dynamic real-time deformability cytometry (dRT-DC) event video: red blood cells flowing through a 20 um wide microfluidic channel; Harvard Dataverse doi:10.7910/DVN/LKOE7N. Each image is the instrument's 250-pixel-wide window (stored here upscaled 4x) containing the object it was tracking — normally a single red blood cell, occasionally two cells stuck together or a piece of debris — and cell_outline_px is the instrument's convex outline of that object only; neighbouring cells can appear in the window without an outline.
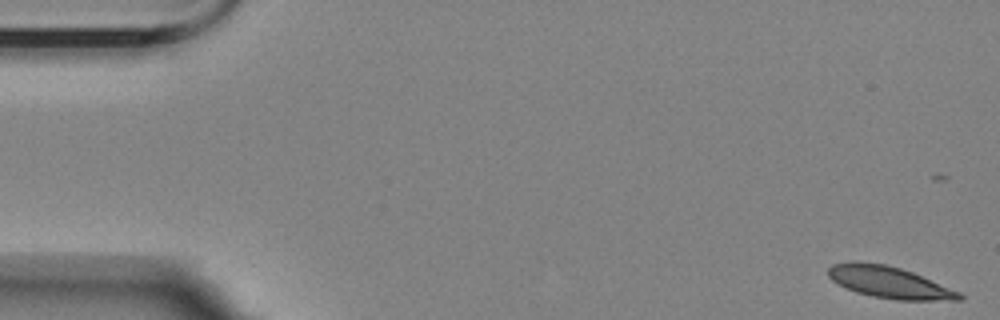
{"species": "Egyptian fruit bat (a non-hibernating species)", "species_latin": "Rousettus aegyptiacus", "temperature_condition": "room temperature", "stored_images_in_passage": 11, "camera_frame_rate_fps": 3000, "um_per_image_px": 0.085, "animal": {"sex": "female"}, "frame": {"image": 1, "passage_image": 1, "time_ms": 0.0, "image_size_px": [1000, 320], "cell_outline_px": [[964, 300], [896, 300], [872, 296], [856, 292], [844, 288], [832, 280], [828, 276], [828, 268], [832, 264], [852, 260], [856, 260], [884, 264], [900, 268], [912, 272], [960, 292], [964, 296]], "centroid_in_image_um": [75.54, 23.99], "position_along_channel_um": 9.5, "area_um2": 24.33}}
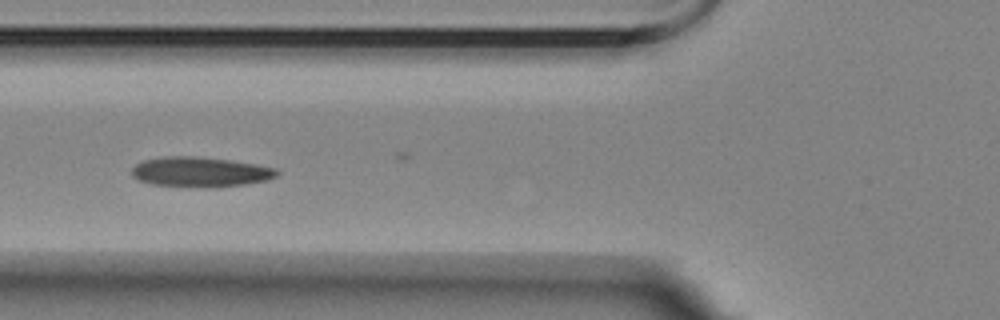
{"frame": {"image": 2, "passage_image": 6, "time_ms": 6.667, "image_size_px": [1000, 320], "cell_outline_px": [[280, 172], [276, 176], [268, 180], [244, 184], [216, 188], [152, 184], [140, 180], [132, 176], [132, 168], [136, 164], [144, 160], [164, 156], [192, 156], [228, 160], [256, 164], [276, 168]], "centroid_in_image_um": [17.05, 14.62], "position_along_channel_um": 108.8, "area_um2": 25.26}}
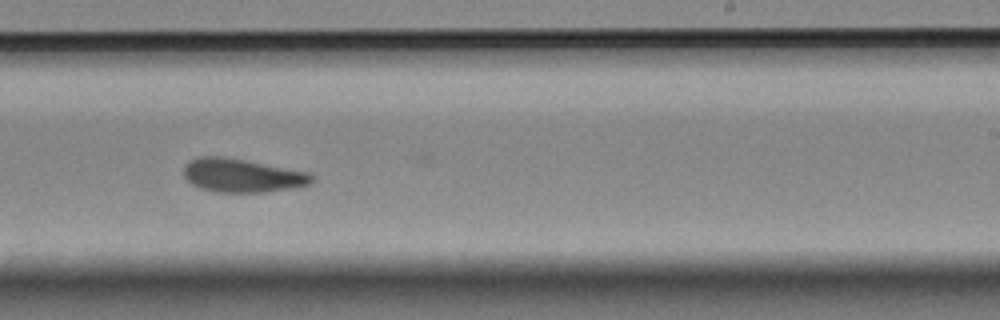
{"frame": {"image": 3, "passage_image": 10, "time_ms": 11.333, "image_size_px": [1000, 320], "cell_outline_px": [[312, 184], [292, 188], [264, 192], [216, 192], [200, 188], [192, 184], [184, 176], [184, 164], [188, 160], [196, 156], [224, 156], [308, 172], [312, 176]], "centroid_in_image_um": [20.53, 14.9], "position_along_channel_um": 268.5, "area_um2": 25.09}}